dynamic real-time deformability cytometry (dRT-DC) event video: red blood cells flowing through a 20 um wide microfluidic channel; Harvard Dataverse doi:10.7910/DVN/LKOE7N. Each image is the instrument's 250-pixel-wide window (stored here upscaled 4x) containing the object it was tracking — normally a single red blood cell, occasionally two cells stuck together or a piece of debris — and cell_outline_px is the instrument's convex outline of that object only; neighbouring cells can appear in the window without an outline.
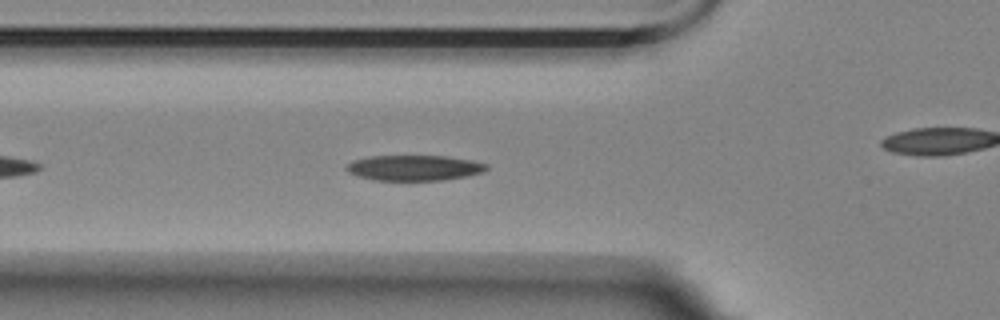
{"species": "Egyptian fruit bat (a non-hibernating species)", "species_latin": "Rousettus aegyptiacus", "temperature_condition": "room temperature", "stored_images_in_passage": 43, "camera_frame_rate_fps": 3000, "um_per_image_px": 0.085, "animal": {"sex": "female"}, "frame": {"image": 1, "passage_image": 7, "time_ms": 2.0, "image_size_px": [1000, 320], "cell_outline_px": [[488, 168], [484, 172], [444, 180], [376, 180], [360, 176], [348, 172], [344, 168], [352, 160], [368, 156], [444, 156], [472, 160], [488, 164]], "centroid_in_image_um": [35.21, 14.26], "position_along_channel_um": 90.6, "area_um2": 20.69}}
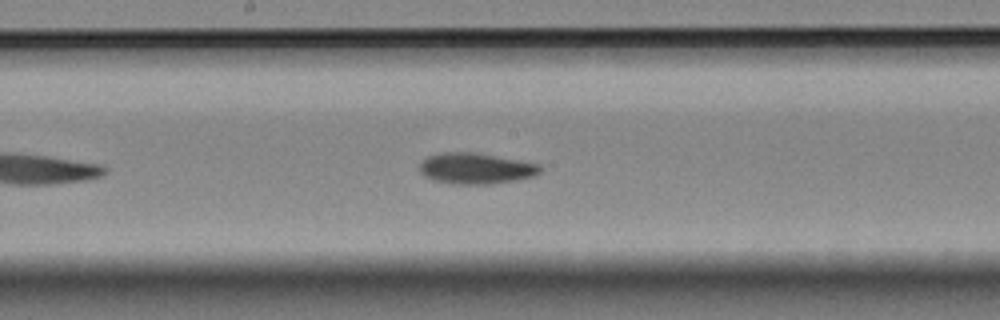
{"frame": {"image": 2, "passage_image": 17, "time_ms": 5.333, "image_size_px": [1000, 320], "cell_outline_px": [[544, 168], [536, 176], [516, 180], [492, 184], [452, 184], [432, 180], [424, 176], [420, 172], [420, 164], [428, 156], [444, 152], [476, 152], [540, 164]], "centroid_in_image_um": [40.48, 14.32], "position_along_channel_um": 207.7, "area_um2": 21.96}}
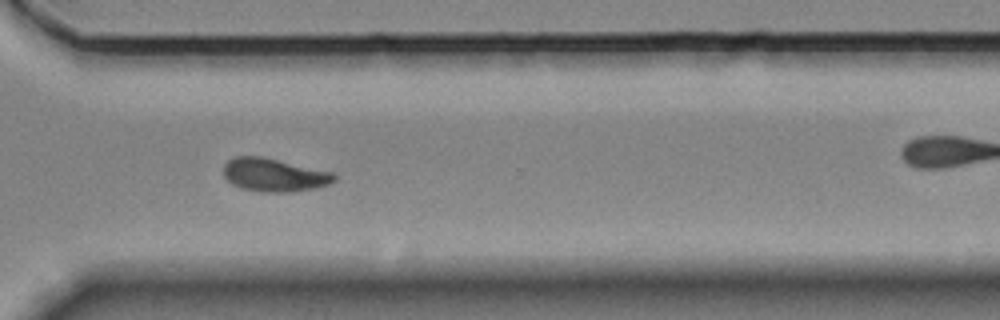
{"frame": {"image": 3, "passage_image": 29, "time_ms": 9.333, "image_size_px": [1000, 320], "cell_outline_px": [[336, 180], [328, 184], [316, 188], [292, 192], [264, 192], [240, 188], [232, 184], [224, 176], [224, 164], [228, 160], [236, 156], [260, 156], [332, 172], [336, 176]], "centroid_in_image_um": [23.29, 14.88], "position_along_channel_um": 347.3, "area_um2": 21.33}}